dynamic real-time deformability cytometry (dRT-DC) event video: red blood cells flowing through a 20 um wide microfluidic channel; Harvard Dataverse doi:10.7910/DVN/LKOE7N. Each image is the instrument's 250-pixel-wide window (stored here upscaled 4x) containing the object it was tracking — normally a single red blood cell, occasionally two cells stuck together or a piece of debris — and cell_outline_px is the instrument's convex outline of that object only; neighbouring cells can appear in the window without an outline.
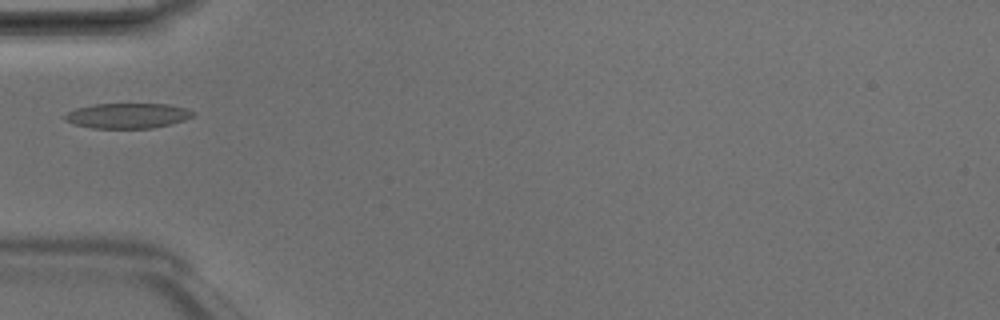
{"species": "Egyptian fruit bat (a non-hibernating species)", "species_latin": "Rousettus aegyptiacus", "temperature_condition": "room temperature", "stored_images_in_passage": 4, "camera_frame_rate_fps": 3000, "um_per_image_px": 0.085, "animal": {"sex": "male"}, "frame": {"image": 1, "passage_image": 4, "time_ms": 1.0, "image_size_px": [1000, 320], "cell_outline_px": [[196, 112], [192, 116], [184, 120], [152, 128], [92, 128], [76, 124], [64, 120], [64, 116], [68, 112], [76, 108], [92, 104], [168, 104], [184, 108]], "centroid_in_image_um": [10.82, 9.83], "position_along_channel_um": 74.2, "area_um2": 18.61}}